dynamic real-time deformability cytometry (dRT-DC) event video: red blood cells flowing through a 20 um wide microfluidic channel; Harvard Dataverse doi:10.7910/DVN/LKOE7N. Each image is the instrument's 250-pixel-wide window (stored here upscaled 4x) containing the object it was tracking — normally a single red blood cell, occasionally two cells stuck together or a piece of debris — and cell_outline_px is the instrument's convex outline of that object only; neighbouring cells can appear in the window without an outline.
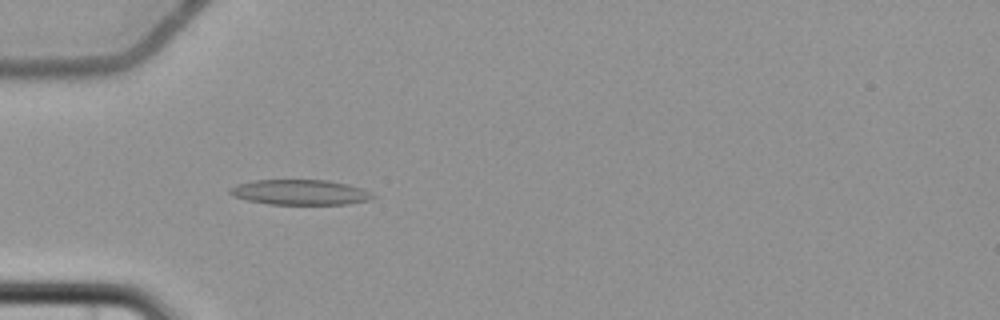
{"species": "common noctule bat (a hibernating species)", "species_latin": "Nyctalus noctula", "temperature_condition": "cold", "stored_images_in_passage": 7, "camera_frame_rate_fps": 3000, "um_per_image_px": 0.085, "animal": {"sex": "female", "body_mass_g": 22.7, "forearm_length_mm": 54.2}, "frame": {"image": 1, "passage_image": 6, "time_ms": 6.333, "image_size_px": [1000, 320], "cell_outline_px": [[376, 196], [368, 200], [348, 204], [268, 204], [248, 200], [232, 196], [228, 192], [228, 188], [236, 184], [256, 180], [328, 180], [348, 184], [372, 192]], "centroid_in_image_um": [25.49, 16.34], "position_along_channel_um": 59.5, "area_um2": 21.04}}
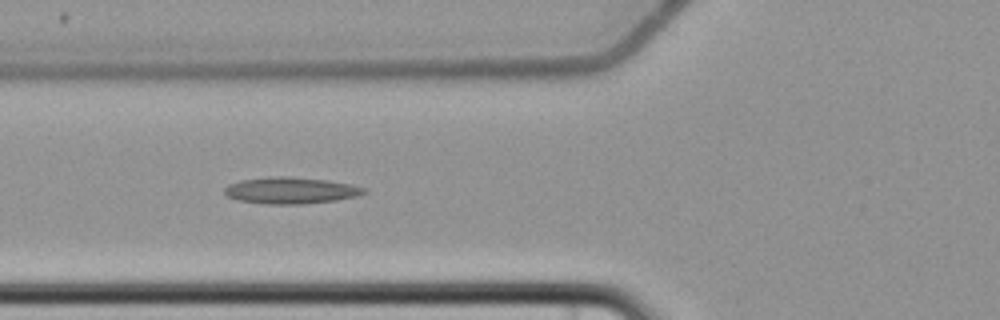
{"frame": {"image": 2, "passage_image": 7, "time_ms": 7.667, "image_size_px": [1000, 320], "cell_outline_px": [[368, 192], [360, 196], [336, 200], [300, 204], [268, 204], [236, 200], [228, 196], [224, 192], [224, 188], [228, 184], [240, 180], [272, 176], [288, 176], [328, 180], [352, 184], [368, 188]], "centroid_in_image_um": [24.76, 16.18], "position_along_channel_um": 101.0, "area_um2": 21.85}}